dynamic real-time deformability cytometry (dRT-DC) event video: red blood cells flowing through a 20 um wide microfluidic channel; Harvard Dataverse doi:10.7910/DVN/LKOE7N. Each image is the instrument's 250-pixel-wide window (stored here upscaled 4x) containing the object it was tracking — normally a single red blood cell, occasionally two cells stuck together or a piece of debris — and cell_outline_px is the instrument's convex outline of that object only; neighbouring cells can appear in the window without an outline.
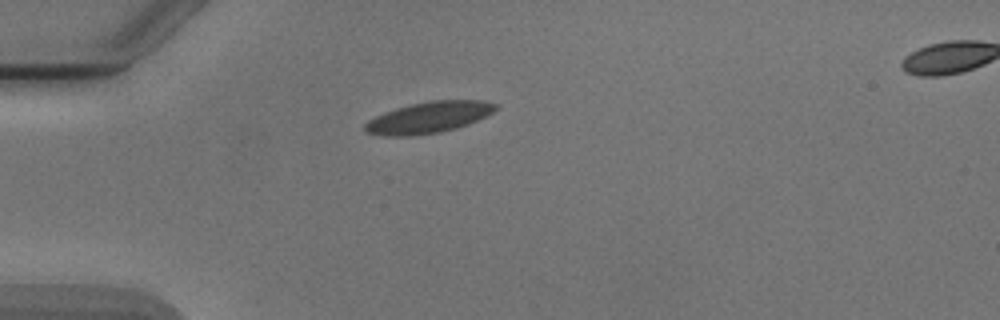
{"species": "Egyptian fruit bat (a non-hibernating species)", "species_latin": "Rousettus aegyptiacus", "temperature_condition": "cold", "stored_images_in_passage": 4, "camera_frame_rate_fps": 3000, "um_per_image_px": 0.085, "animal": {"sex": "male"}, "frame": {"image": 1, "passage_image": 1, "time_ms": 0.0, "image_size_px": [1000, 320], "cell_outline_px": [[496, 108], [492, 112], [468, 124], [456, 128], [440, 132], [412, 136], [384, 136], [368, 132], [364, 128], [364, 124], [368, 120], [384, 112], [396, 108], [428, 100], [484, 100], [496, 104]], "centroid_in_image_um": [36.41, 9.98], "position_along_channel_um": 48.6, "area_um2": 23.64}}
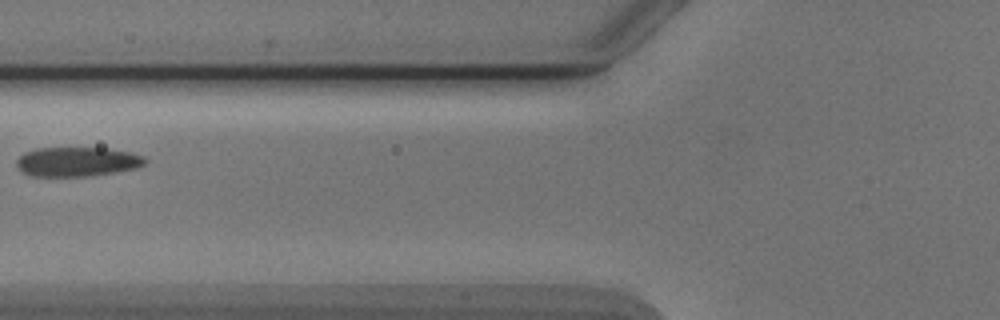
{"frame": {"image": 2, "passage_image": 3, "time_ms": 2.333, "image_size_px": [1000, 320], "cell_outline_px": [[148, 160], [144, 164], [132, 168], [112, 172], [84, 176], [28, 176], [20, 172], [16, 164], [16, 160], [24, 152], [36, 148], [108, 148], [128, 152], [144, 156]], "centroid_in_image_um": [6.48, 13.74], "position_along_channel_um": 119.3, "area_um2": 21.91}}
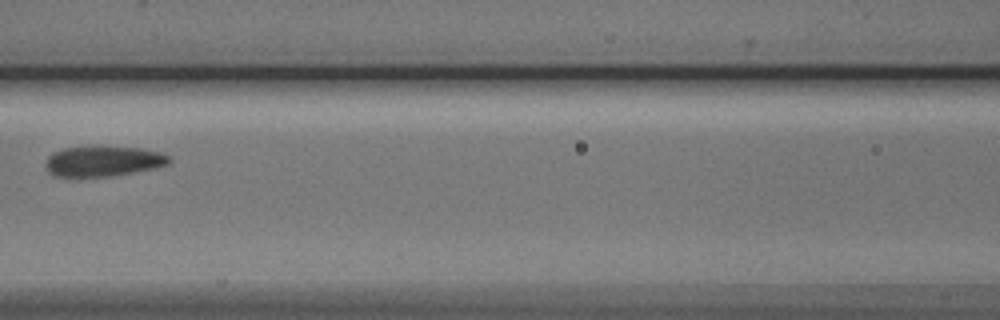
{"frame": {"image": 3, "passage_image": 4, "time_ms": 3.333, "image_size_px": [1000, 320], "cell_outline_px": [[172, 160], [168, 164], [152, 168], [132, 172], [108, 176], [72, 180], [52, 176], [48, 172], [44, 164], [48, 156], [52, 152], [64, 148], [140, 148], [160, 152], [168, 156]], "centroid_in_image_um": [8.64, 13.77], "position_along_channel_um": 158.0, "area_um2": 22.02}}